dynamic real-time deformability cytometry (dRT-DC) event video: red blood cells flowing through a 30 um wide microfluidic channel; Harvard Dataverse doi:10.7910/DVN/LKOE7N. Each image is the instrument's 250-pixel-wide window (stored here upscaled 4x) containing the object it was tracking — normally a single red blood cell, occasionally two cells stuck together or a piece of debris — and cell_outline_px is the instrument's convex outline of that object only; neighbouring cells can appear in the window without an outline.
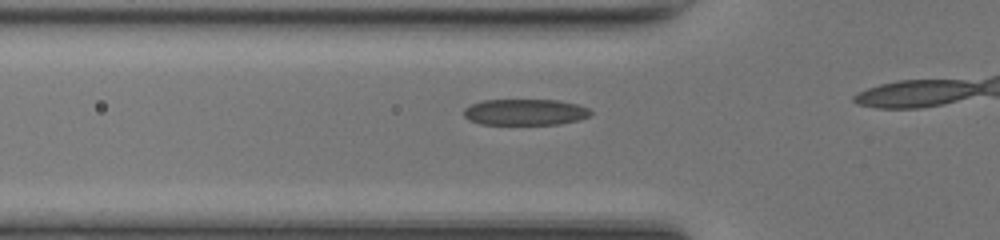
{"species": "common noctule bat (a hibernating species)", "species_latin": "Nyctalus noctula", "temperature_condition": "room temperature", "stored_images_in_passage": 5, "camera_frame_rate_fps": 3000, "um_per_image_px": 0.085, "animal": {"sex": "female", "body_mass_g": 17.0, "forearm_length_mm": 48.0}, "frame": {"image": 1, "passage_image": 3, "time_ms": 0.667, "image_size_px": [1000, 240], "cell_outline_px": [[592, 112], [588, 116], [576, 120], [560, 124], [480, 124], [468, 120], [464, 116], [464, 108], [472, 104], [484, 100], [556, 100], [576, 104], [588, 108]], "centroid_in_image_um": [44.6, 9.53], "position_along_channel_um": 81.2, "area_um2": 19.19}}